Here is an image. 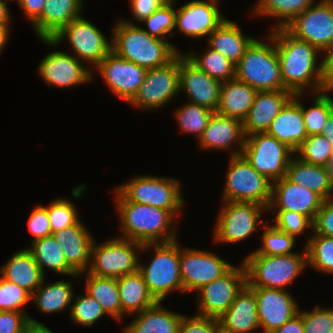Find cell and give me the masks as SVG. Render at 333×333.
<instances>
[{"label":"cell","instance_id":"cell-1","mask_svg":"<svg viewBox=\"0 0 333 333\" xmlns=\"http://www.w3.org/2000/svg\"><path fill=\"white\" fill-rule=\"evenodd\" d=\"M269 33L275 40L284 88L293 95L305 94L307 90L318 93L323 63L322 60L317 63V59L323 53L314 45L295 38L285 28L271 29Z\"/></svg>","mask_w":333,"mask_h":333},{"label":"cell","instance_id":"cell-2","mask_svg":"<svg viewBox=\"0 0 333 333\" xmlns=\"http://www.w3.org/2000/svg\"><path fill=\"white\" fill-rule=\"evenodd\" d=\"M111 38V51L146 70L167 65L180 53L171 42L150 36L126 19L116 21Z\"/></svg>","mask_w":333,"mask_h":333},{"label":"cell","instance_id":"cell-3","mask_svg":"<svg viewBox=\"0 0 333 333\" xmlns=\"http://www.w3.org/2000/svg\"><path fill=\"white\" fill-rule=\"evenodd\" d=\"M122 232L118 237L142 244L177 239L176 216L161 208L136 202H115Z\"/></svg>","mask_w":333,"mask_h":333},{"label":"cell","instance_id":"cell-4","mask_svg":"<svg viewBox=\"0 0 333 333\" xmlns=\"http://www.w3.org/2000/svg\"><path fill=\"white\" fill-rule=\"evenodd\" d=\"M301 253L289 255H264L255 251L248 253L242 259L246 269L248 287H263L287 290V286L307 267V252L305 246Z\"/></svg>","mask_w":333,"mask_h":333},{"label":"cell","instance_id":"cell-5","mask_svg":"<svg viewBox=\"0 0 333 333\" xmlns=\"http://www.w3.org/2000/svg\"><path fill=\"white\" fill-rule=\"evenodd\" d=\"M181 189V182L176 178L144 174L117 185L114 189L116 194L114 200L154 206L168 210L178 218L186 203Z\"/></svg>","mask_w":333,"mask_h":333},{"label":"cell","instance_id":"cell-6","mask_svg":"<svg viewBox=\"0 0 333 333\" xmlns=\"http://www.w3.org/2000/svg\"><path fill=\"white\" fill-rule=\"evenodd\" d=\"M152 248V249H151ZM154 251L149 264L139 262L142 274L150 293L158 302H163L173 291L183 290L180 273V244L178 239L170 242L145 243L142 251Z\"/></svg>","mask_w":333,"mask_h":333},{"label":"cell","instance_id":"cell-7","mask_svg":"<svg viewBox=\"0 0 333 333\" xmlns=\"http://www.w3.org/2000/svg\"><path fill=\"white\" fill-rule=\"evenodd\" d=\"M268 34L267 43L255 39L250 44L235 66V78L257 91L286 90L281 76L275 40L270 33Z\"/></svg>","mask_w":333,"mask_h":333},{"label":"cell","instance_id":"cell-8","mask_svg":"<svg viewBox=\"0 0 333 333\" xmlns=\"http://www.w3.org/2000/svg\"><path fill=\"white\" fill-rule=\"evenodd\" d=\"M142 247L143 244L140 242L117 236L100 244L94 239L86 273L117 279L138 272L141 261L138 251L141 253Z\"/></svg>","mask_w":333,"mask_h":333},{"label":"cell","instance_id":"cell-9","mask_svg":"<svg viewBox=\"0 0 333 333\" xmlns=\"http://www.w3.org/2000/svg\"><path fill=\"white\" fill-rule=\"evenodd\" d=\"M229 160L222 201L253 202L267 208L272 182L258 173L242 154L230 156Z\"/></svg>","mask_w":333,"mask_h":333},{"label":"cell","instance_id":"cell-10","mask_svg":"<svg viewBox=\"0 0 333 333\" xmlns=\"http://www.w3.org/2000/svg\"><path fill=\"white\" fill-rule=\"evenodd\" d=\"M69 45L79 61L95 68L110 52L111 40H107L103 32L82 15L72 20L52 39H41L47 46L58 48L64 41Z\"/></svg>","mask_w":333,"mask_h":333},{"label":"cell","instance_id":"cell-11","mask_svg":"<svg viewBox=\"0 0 333 333\" xmlns=\"http://www.w3.org/2000/svg\"><path fill=\"white\" fill-rule=\"evenodd\" d=\"M214 225L213 238L217 243L237 244L252 236L264 219L267 208L253 202H222Z\"/></svg>","mask_w":333,"mask_h":333},{"label":"cell","instance_id":"cell-12","mask_svg":"<svg viewBox=\"0 0 333 333\" xmlns=\"http://www.w3.org/2000/svg\"><path fill=\"white\" fill-rule=\"evenodd\" d=\"M241 154L258 173L274 182L286 176L289 161L295 153L265 132L246 136Z\"/></svg>","mask_w":333,"mask_h":333},{"label":"cell","instance_id":"cell-13","mask_svg":"<svg viewBox=\"0 0 333 333\" xmlns=\"http://www.w3.org/2000/svg\"><path fill=\"white\" fill-rule=\"evenodd\" d=\"M295 38L314 45L322 53L333 50V0H319L284 27Z\"/></svg>","mask_w":333,"mask_h":333},{"label":"cell","instance_id":"cell-14","mask_svg":"<svg viewBox=\"0 0 333 333\" xmlns=\"http://www.w3.org/2000/svg\"><path fill=\"white\" fill-rule=\"evenodd\" d=\"M246 284V269L241 260L239 267L233 265L224 275L196 292V314L220 318Z\"/></svg>","mask_w":333,"mask_h":333},{"label":"cell","instance_id":"cell-15","mask_svg":"<svg viewBox=\"0 0 333 333\" xmlns=\"http://www.w3.org/2000/svg\"><path fill=\"white\" fill-rule=\"evenodd\" d=\"M179 54L167 65L146 71L132 107L144 110L164 108L179 95Z\"/></svg>","mask_w":333,"mask_h":333},{"label":"cell","instance_id":"cell-16","mask_svg":"<svg viewBox=\"0 0 333 333\" xmlns=\"http://www.w3.org/2000/svg\"><path fill=\"white\" fill-rule=\"evenodd\" d=\"M232 266L208 250L181 248L180 245V273L184 293L198 291L224 275Z\"/></svg>","mask_w":333,"mask_h":333},{"label":"cell","instance_id":"cell-17","mask_svg":"<svg viewBox=\"0 0 333 333\" xmlns=\"http://www.w3.org/2000/svg\"><path fill=\"white\" fill-rule=\"evenodd\" d=\"M108 89L130 104L144 81L146 69L111 51L96 67Z\"/></svg>","mask_w":333,"mask_h":333},{"label":"cell","instance_id":"cell-18","mask_svg":"<svg viewBox=\"0 0 333 333\" xmlns=\"http://www.w3.org/2000/svg\"><path fill=\"white\" fill-rule=\"evenodd\" d=\"M39 76L48 86L56 88L75 87L93 81L94 69L84 65L75 56L55 50L40 61Z\"/></svg>","mask_w":333,"mask_h":333},{"label":"cell","instance_id":"cell-19","mask_svg":"<svg viewBox=\"0 0 333 333\" xmlns=\"http://www.w3.org/2000/svg\"><path fill=\"white\" fill-rule=\"evenodd\" d=\"M220 0H192L176 11L175 28L192 38L208 37L226 19L219 8Z\"/></svg>","mask_w":333,"mask_h":333},{"label":"cell","instance_id":"cell-20","mask_svg":"<svg viewBox=\"0 0 333 333\" xmlns=\"http://www.w3.org/2000/svg\"><path fill=\"white\" fill-rule=\"evenodd\" d=\"M221 84L179 53V91L185 92L189 102L216 112Z\"/></svg>","mask_w":333,"mask_h":333},{"label":"cell","instance_id":"cell-21","mask_svg":"<svg viewBox=\"0 0 333 333\" xmlns=\"http://www.w3.org/2000/svg\"><path fill=\"white\" fill-rule=\"evenodd\" d=\"M249 288L257 299L258 320L263 333H271L299 313L298 303L287 290Z\"/></svg>","mask_w":333,"mask_h":333},{"label":"cell","instance_id":"cell-22","mask_svg":"<svg viewBox=\"0 0 333 333\" xmlns=\"http://www.w3.org/2000/svg\"><path fill=\"white\" fill-rule=\"evenodd\" d=\"M323 199L308 188L295 184L286 176L272 182L269 210L295 211L314 222Z\"/></svg>","mask_w":333,"mask_h":333},{"label":"cell","instance_id":"cell-23","mask_svg":"<svg viewBox=\"0 0 333 333\" xmlns=\"http://www.w3.org/2000/svg\"><path fill=\"white\" fill-rule=\"evenodd\" d=\"M244 143L245 134L242 121L217 112H214L203 134L198 139L199 147L203 150L227 151L229 149L232 150L229 152L230 156L241 154Z\"/></svg>","mask_w":333,"mask_h":333},{"label":"cell","instance_id":"cell-24","mask_svg":"<svg viewBox=\"0 0 333 333\" xmlns=\"http://www.w3.org/2000/svg\"><path fill=\"white\" fill-rule=\"evenodd\" d=\"M301 98H304V94H294L273 119L266 132L294 153L308 137L303 121Z\"/></svg>","mask_w":333,"mask_h":333},{"label":"cell","instance_id":"cell-25","mask_svg":"<svg viewBox=\"0 0 333 333\" xmlns=\"http://www.w3.org/2000/svg\"><path fill=\"white\" fill-rule=\"evenodd\" d=\"M90 233L83 222L79 220L75 225L52 234L62 247L67 264L79 276L87 271L90 264L91 247L94 241Z\"/></svg>","mask_w":333,"mask_h":333},{"label":"cell","instance_id":"cell-26","mask_svg":"<svg viewBox=\"0 0 333 333\" xmlns=\"http://www.w3.org/2000/svg\"><path fill=\"white\" fill-rule=\"evenodd\" d=\"M292 97L293 94L288 90L258 91L246 118L242 121L245 137L267 132L273 119Z\"/></svg>","mask_w":333,"mask_h":333},{"label":"cell","instance_id":"cell-27","mask_svg":"<svg viewBox=\"0 0 333 333\" xmlns=\"http://www.w3.org/2000/svg\"><path fill=\"white\" fill-rule=\"evenodd\" d=\"M85 0H46L41 17L32 25L36 36L52 39L84 9Z\"/></svg>","mask_w":333,"mask_h":333},{"label":"cell","instance_id":"cell-28","mask_svg":"<svg viewBox=\"0 0 333 333\" xmlns=\"http://www.w3.org/2000/svg\"><path fill=\"white\" fill-rule=\"evenodd\" d=\"M219 327L228 333H252L260 329L257 299L245 285L227 311L218 318Z\"/></svg>","mask_w":333,"mask_h":333},{"label":"cell","instance_id":"cell-29","mask_svg":"<svg viewBox=\"0 0 333 333\" xmlns=\"http://www.w3.org/2000/svg\"><path fill=\"white\" fill-rule=\"evenodd\" d=\"M0 275L27 290L31 295L46 278L26 247L16 251L4 265L0 266Z\"/></svg>","mask_w":333,"mask_h":333},{"label":"cell","instance_id":"cell-30","mask_svg":"<svg viewBox=\"0 0 333 333\" xmlns=\"http://www.w3.org/2000/svg\"><path fill=\"white\" fill-rule=\"evenodd\" d=\"M286 177L313 191L324 201L333 199V180L326 166L306 163L294 154L289 161Z\"/></svg>","mask_w":333,"mask_h":333},{"label":"cell","instance_id":"cell-31","mask_svg":"<svg viewBox=\"0 0 333 333\" xmlns=\"http://www.w3.org/2000/svg\"><path fill=\"white\" fill-rule=\"evenodd\" d=\"M207 38V46L221 53L235 66L255 40V38L245 35L237 22L228 18Z\"/></svg>","mask_w":333,"mask_h":333},{"label":"cell","instance_id":"cell-32","mask_svg":"<svg viewBox=\"0 0 333 333\" xmlns=\"http://www.w3.org/2000/svg\"><path fill=\"white\" fill-rule=\"evenodd\" d=\"M135 318L123 333H178L183 314L163 307L162 302L135 314Z\"/></svg>","mask_w":333,"mask_h":333},{"label":"cell","instance_id":"cell-33","mask_svg":"<svg viewBox=\"0 0 333 333\" xmlns=\"http://www.w3.org/2000/svg\"><path fill=\"white\" fill-rule=\"evenodd\" d=\"M257 90L236 78L221 84L216 112L243 121L257 94Z\"/></svg>","mask_w":333,"mask_h":333},{"label":"cell","instance_id":"cell-34","mask_svg":"<svg viewBox=\"0 0 333 333\" xmlns=\"http://www.w3.org/2000/svg\"><path fill=\"white\" fill-rule=\"evenodd\" d=\"M117 286L122 307V320L125 314H137L158 302L150 293L139 271L117 278Z\"/></svg>","mask_w":333,"mask_h":333},{"label":"cell","instance_id":"cell-35","mask_svg":"<svg viewBox=\"0 0 333 333\" xmlns=\"http://www.w3.org/2000/svg\"><path fill=\"white\" fill-rule=\"evenodd\" d=\"M45 281L46 278L31 297V300L36 304L37 309L45 314L60 313L67 308L71 309V304L75 295L73 282L58 280L46 284Z\"/></svg>","mask_w":333,"mask_h":333},{"label":"cell","instance_id":"cell-36","mask_svg":"<svg viewBox=\"0 0 333 333\" xmlns=\"http://www.w3.org/2000/svg\"><path fill=\"white\" fill-rule=\"evenodd\" d=\"M26 247L33 255L35 262L45 275V269L63 276L80 277L66 262L62 247L53 235L31 242Z\"/></svg>","mask_w":333,"mask_h":333},{"label":"cell","instance_id":"cell-37","mask_svg":"<svg viewBox=\"0 0 333 333\" xmlns=\"http://www.w3.org/2000/svg\"><path fill=\"white\" fill-rule=\"evenodd\" d=\"M85 291L97 300L105 313L114 320L122 322V307L120 302L117 279L99 277L85 273Z\"/></svg>","mask_w":333,"mask_h":333},{"label":"cell","instance_id":"cell-38","mask_svg":"<svg viewBox=\"0 0 333 333\" xmlns=\"http://www.w3.org/2000/svg\"><path fill=\"white\" fill-rule=\"evenodd\" d=\"M315 2L316 0H257L251 14L278 20L279 22L275 23L271 29L284 28Z\"/></svg>","mask_w":333,"mask_h":333},{"label":"cell","instance_id":"cell-39","mask_svg":"<svg viewBox=\"0 0 333 333\" xmlns=\"http://www.w3.org/2000/svg\"><path fill=\"white\" fill-rule=\"evenodd\" d=\"M183 53L199 69L221 83L235 78V65L209 46L200 56L192 51Z\"/></svg>","mask_w":333,"mask_h":333},{"label":"cell","instance_id":"cell-40","mask_svg":"<svg viewBox=\"0 0 333 333\" xmlns=\"http://www.w3.org/2000/svg\"><path fill=\"white\" fill-rule=\"evenodd\" d=\"M305 246L307 265L317 272L333 275V238L311 233Z\"/></svg>","mask_w":333,"mask_h":333},{"label":"cell","instance_id":"cell-41","mask_svg":"<svg viewBox=\"0 0 333 333\" xmlns=\"http://www.w3.org/2000/svg\"><path fill=\"white\" fill-rule=\"evenodd\" d=\"M214 114L205 107L191 102H186L175 110V117L179 130L197 136V141L207 127L210 118Z\"/></svg>","mask_w":333,"mask_h":333},{"label":"cell","instance_id":"cell-42","mask_svg":"<svg viewBox=\"0 0 333 333\" xmlns=\"http://www.w3.org/2000/svg\"><path fill=\"white\" fill-rule=\"evenodd\" d=\"M312 96H314L313 107L306 109L301 102L303 121L308 136L321 134L328 118L333 113V98L330 95L318 92Z\"/></svg>","mask_w":333,"mask_h":333},{"label":"cell","instance_id":"cell-43","mask_svg":"<svg viewBox=\"0 0 333 333\" xmlns=\"http://www.w3.org/2000/svg\"><path fill=\"white\" fill-rule=\"evenodd\" d=\"M262 224L265 228L262 234V245L254 250L258 254L276 256V255H289L295 253L292 251L296 246V238L277 229L274 225Z\"/></svg>","mask_w":333,"mask_h":333},{"label":"cell","instance_id":"cell-44","mask_svg":"<svg viewBox=\"0 0 333 333\" xmlns=\"http://www.w3.org/2000/svg\"><path fill=\"white\" fill-rule=\"evenodd\" d=\"M175 2L159 7L154 13L142 21L147 25L144 29L150 36L158 39L168 40L173 37L175 30V15L176 8Z\"/></svg>","mask_w":333,"mask_h":333},{"label":"cell","instance_id":"cell-45","mask_svg":"<svg viewBox=\"0 0 333 333\" xmlns=\"http://www.w3.org/2000/svg\"><path fill=\"white\" fill-rule=\"evenodd\" d=\"M73 300L69 312L71 321L77 325L90 327L107 315L101 304L86 292L84 295L75 294Z\"/></svg>","mask_w":333,"mask_h":333},{"label":"cell","instance_id":"cell-46","mask_svg":"<svg viewBox=\"0 0 333 333\" xmlns=\"http://www.w3.org/2000/svg\"><path fill=\"white\" fill-rule=\"evenodd\" d=\"M332 152L333 147L328 142L327 137L319 134L308 136L295 155L306 163L326 166Z\"/></svg>","mask_w":333,"mask_h":333},{"label":"cell","instance_id":"cell-47","mask_svg":"<svg viewBox=\"0 0 333 333\" xmlns=\"http://www.w3.org/2000/svg\"><path fill=\"white\" fill-rule=\"evenodd\" d=\"M44 207L47 209L52 234L75 225L80 220L77 207L66 198H57Z\"/></svg>","mask_w":333,"mask_h":333},{"label":"cell","instance_id":"cell-48","mask_svg":"<svg viewBox=\"0 0 333 333\" xmlns=\"http://www.w3.org/2000/svg\"><path fill=\"white\" fill-rule=\"evenodd\" d=\"M32 295L15 283L0 277V311L24 312L25 305L29 303Z\"/></svg>","mask_w":333,"mask_h":333},{"label":"cell","instance_id":"cell-49","mask_svg":"<svg viewBox=\"0 0 333 333\" xmlns=\"http://www.w3.org/2000/svg\"><path fill=\"white\" fill-rule=\"evenodd\" d=\"M275 211V217L273 218V225L295 238L301 236L302 233L306 232V229L313 230V222L305 215L288 210H270Z\"/></svg>","mask_w":333,"mask_h":333},{"label":"cell","instance_id":"cell-50","mask_svg":"<svg viewBox=\"0 0 333 333\" xmlns=\"http://www.w3.org/2000/svg\"><path fill=\"white\" fill-rule=\"evenodd\" d=\"M304 333H333V308L316 305L313 310H299Z\"/></svg>","mask_w":333,"mask_h":333},{"label":"cell","instance_id":"cell-51","mask_svg":"<svg viewBox=\"0 0 333 333\" xmlns=\"http://www.w3.org/2000/svg\"><path fill=\"white\" fill-rule=\"evenodd\" d=\"M28 231L31 233L32 241L52 235L47 209L42 204H38L32 210L28 221Z\"/></svg>","mask_w":333,"mask_h":333},{"label":"cell","instance_id":"cell-52","mask_svg":"<svg viewBox=\"0 0 333 333\" xmlns=\"http://www.w3.org/2000/svg\"><path fill=\"white\" fill-rule=\"evenodd\" d=\"M219 328L218 319L194 315L186 317L183 315L178 333H216Z\"/></svg>","mask_w":333,"mask_h":333},{"label":"cell","instance_id":"cell-53","mask_svg":"<svg viewBox=\"0 0 333 333\" xmlns=\"http://www.w3.org/2000/svg\"><path fill=\"white\" fill-rule=\"evenodd\" d=\"M312 232L333 238V199L323 201L313 222Z\"/></svg>","mask_w":333,"mask_h":333},{"label":"cell","instance_id":"cell-54","mask_svg":"<svg viewBox=\"0 0 333 333\" xmlns=\"http://www.w3.org/2000/svg\"><path fill=\"white\" fill-rule=\"evenodd\" d=\"M29 315L17 311H0V333H24Z\"/></svg>","mask_w":333,"mask_h":333},{"label":"cell","instance_id":"cell-55","mask_svg":"<svg viewBox=\"0 0 333 333\" xmlns=\"http://www.w3.org/2000/svg\"><path fill=\"white\" fill-rule=\"evenodd\" d=\"M177 2L176 0H130L133 20L141 23L159 7Z\"/></svg>","mask_w":333,"mask_h":333},{"label":"cell","instance_id":"cell-56","mask_svg":"<svg viewBox=\"0 0 333 333\" xmlns=\"http://www.w3.org/2000/svg\"><path fill=\"white\" fill-rule=\"evenodd\" d=\"M324 54L319 92L328 95L333 92V50L326 51Z\"/></svg>","mask_w":333,"mask_h":333},{"label":"cell","instance_id":"cell-57","mask_svg":"<svg viewBox=\"0 0 333 333\" xmlns=\"http://www.w3.org/2000/svg\"><path fill=\"white\" fill-rule=\"evenodd\" d=\"M45 1L46 0H18L17 4L26 15V19H29L30 24L33 25L41 17Z\"/></svg>","mask_w":333,"mask_h":333},{"label":"cell","instance_id":"cell-58","mask_svg":"<svg viewBox=\"0 0 333 333\" xmlns=\"http://www.w3.org/2000/svg\"><path fill=\"white\" fill-rule=\"evenodd\" d=\"M271 333H304L302 314L299 312Z\"/></svg>","mask_w":333,"mask_h":333},{"label":"cell","instance_id":"cell-59","mask_svg":"<svg viewBox=\"0 0 333 333\" xmlns=\"http://www.w3.org/2000/svg\"><path fill=\"white\" fill-rule=\"evenodd\" d=\"M29 323L27 324L24 333H54L47 328L44 323L38 322L34 317L29 315Z\"/></svg>","mask_w":333,"mask_h":333},{"label":"cell","instance_id":"cell-60","mask_svg":"<svg viewBox=\"0 0 333 333\" xmlns=\"http://www.w3.org/2000/svg\"><path fill=\"white\" fill-rule=\"evenodd\" d=\"M7 3L6 0H0V24H11L12 16Z\"/></svg>","mask_w":333,"mask_h":333},{"label":"cell","instance_id":"cell-61","mask_svg":"<svg viewBox=\"0 0 333 333\" xmlns=\"http://www.w3.org/2000/svg\"><path fill=\"white\" fill-rule=\"evenodd\" d=\"M10 24H0V53L4 50L6 46L9 36H10Z\"/></svg>","mask_w":333,"mask_h":333},{"label":"cell","instance_id":"cell-62","mask_svg":"<svg viewBox=\"0 0 333 333\" xmlns=\"http://www.w3.org/2000/svg\"><path fill=\"white\" fill-rule=\"evenodd\" d=\"M321 135L326 136L328 142L333 147V113L330 115L327 123L323 127V131H322Z\"/></svg>","mask_w":333,"mask_h":333},{"label":"cell","instance_id":"cell-63","mask_svg":"<svg viewBox=\"0 0 333 333\" xmlns=\"http://www.w3.org/2000/svg\"><path fill=\"white\" fill-rule=\"evenodd\" d=\"M326 168H327V171H328L331 179L333 180V152L331 153L330 161L326 165Z\"/></svg>","mask_w":333,"mask_h":333},{"label":"cell","instance_id":"cell-64","mask_svg":"<svg viewBox=\"0 0 333 333\" xmlns=\"http://www.w3.org/2000/svg\"><path fill=\"white\" fill-rule=\"evenodd\" d=\"M216 333H228L226 331H224L223 329H221L220 327L217 329Z\"/></svg>","mask_w":333,"mask_h":333}]
</instances>
